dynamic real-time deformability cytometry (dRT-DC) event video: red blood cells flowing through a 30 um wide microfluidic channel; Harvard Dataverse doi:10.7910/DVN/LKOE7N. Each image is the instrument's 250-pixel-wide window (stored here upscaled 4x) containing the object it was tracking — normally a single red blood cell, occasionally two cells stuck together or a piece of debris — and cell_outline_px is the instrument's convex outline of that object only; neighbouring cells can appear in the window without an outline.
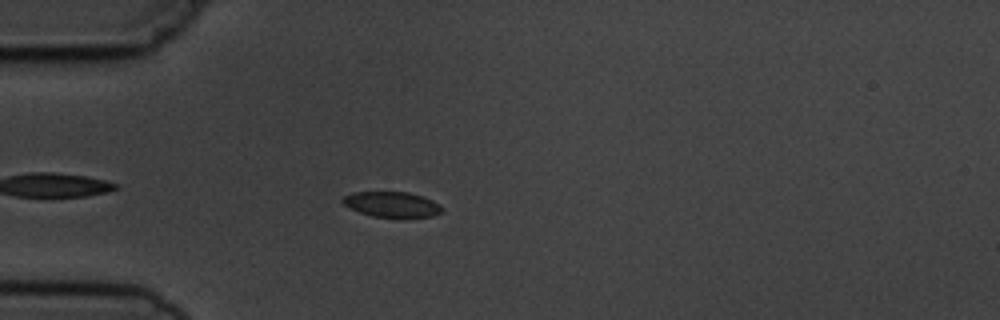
{"species": "common noctule bat (a hibernating species)", "species_latin": "Nyctalus noctula", "temperature_condition": "cold", "stored_images_in_passage": 7, "camera_frame_rate_fps": 3000, "um_per_image_px": 0.085, "animal": {"sex": "male", "body_mass_g": 19.5, "forearm_length_mm": 54.6}, "frame": {"image": 1, "passage_image": 5, "time_ms": 4.667, "image_size_px": [1000, 320], "cell_outline_px": [[444, 212], [432, 216], [404, 220], [400, 220], [372, 216], [348, 208], [340, 200], [344, 196], [352, 192], [408, 192], [424, 196], [440, 204], [444, 208]], "centroid_in_image_um": [33.37, 17.42], "position_along_channel_um": 51.6, "area_um2": 15.55}}
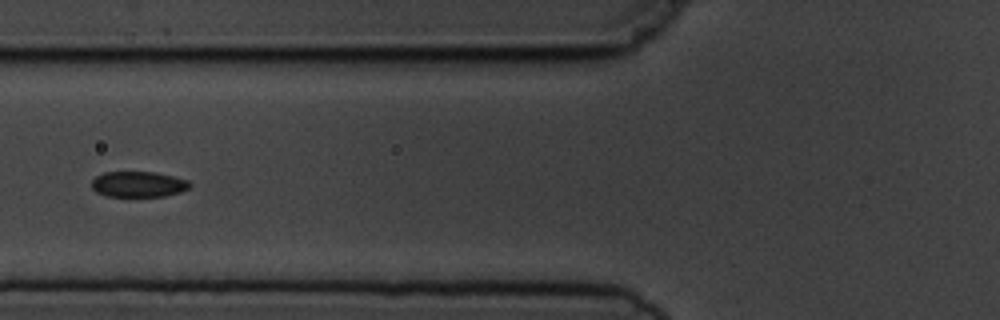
{"frame": {"image": 2, "passage_image": 7, "time_ms": 6.667, "image_size_px": [1000, 320], "cell_outline_px": [[192, 184], [188, 188], [180, 192], [164, 196], [108, 196], [96, 192], [92, 188], [92, 180], [96, 176], [104, 172], [156, 172], [188, 180]], "centroid_in_image_um": [11.76, 15.65], "position_along_channel_um": 114.0, "area_um2": 14.62}}